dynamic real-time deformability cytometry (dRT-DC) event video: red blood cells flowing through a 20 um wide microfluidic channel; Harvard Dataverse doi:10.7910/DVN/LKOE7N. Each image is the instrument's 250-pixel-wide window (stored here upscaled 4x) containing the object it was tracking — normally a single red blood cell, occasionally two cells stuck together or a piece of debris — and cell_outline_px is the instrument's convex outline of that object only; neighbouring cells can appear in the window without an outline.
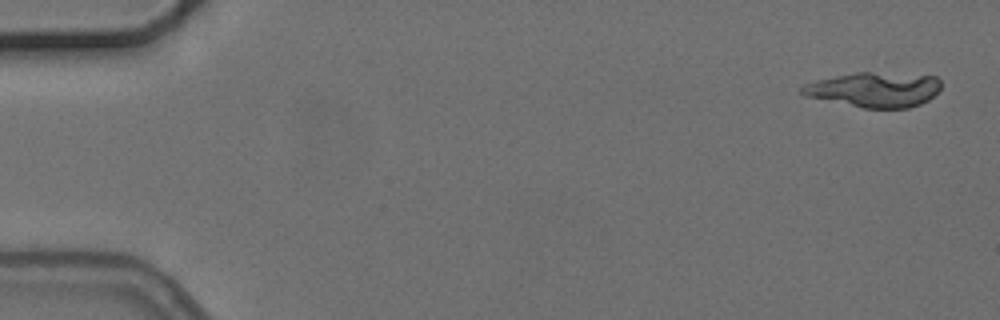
{"species": "common noctule bat (a hibernating species)", "species_latin": "Nyctalus noctula", "temperature_condition": "cold", "stored_images_in_passage": 7, "camera_frame_rate_fps": 3000, "um_per_image_px": 0.085, "animal": {"sex": "female", "body_mass_g": 24.6, "forearm_length_mm": 56.2}, "frame": {"image": 1, "passage_image": 1, "time_ms": 0.0, "image_size_px": [1000, 320], "cell_outline_px": [[940, 88], [928, 100], [920, 104], [908, 108], [864, 108], [804, 96], [800, 92], [800, 88], [804, 84], [816, 80], [856, 72], [872, 72], [936, 76], [940, 80]], "centroid_in_image_um": [74.3, 7.62], "position_along_channel_um": 10.7, "area_um2": 28.15}}
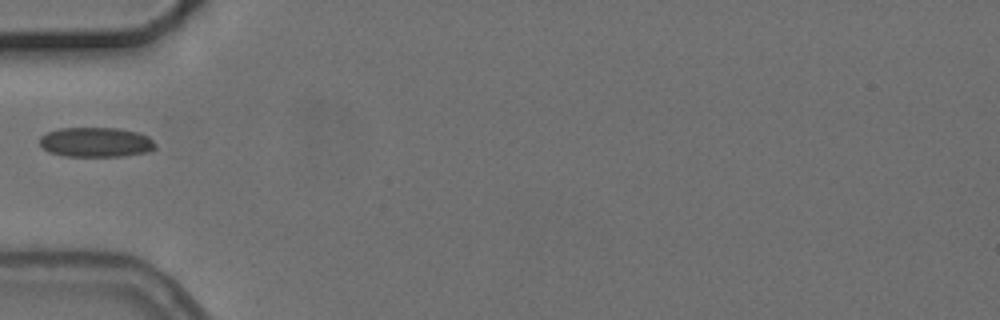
{"frame": {"image": 2, "passage_image": 6, "time_ms": 5.667, "image_size_px": [1000, 320], "cell_outline_px": [[156, 148], [148, 152], [124, 156], [64, 156], [48, 152], [40, 144], [40, 136], [48, 132], [60, 128], [120, 128], [140, 132], [148, 136], [156, 144]], "centroid_in_image_um": [8.18, 12.08], "position_along_channel_um": 76.8, "area_um2": 20.23}}
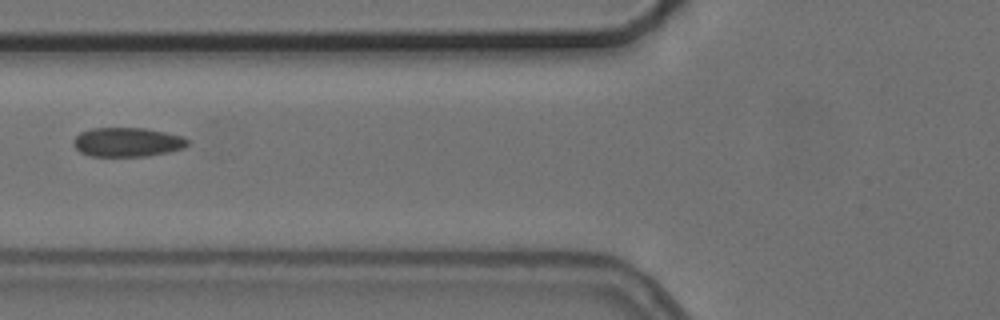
{"frame": {"image": 3, "passage_image": 7, "time_ms": 6.667, "image_size_px": [1000, 320], "cell_outline_px": [[188, 144], [184, 148], [168, 152], [148, 156], [92, 156], [80, 152], [72, 144], [72, 140], [80, 132], [92, 128], [144, 128], [184, 136], [188, 140]], "centroid_in_image_um": [10.81, 12.08], "position_along_channel_um": 115.0, "area_um2": 19.48}}